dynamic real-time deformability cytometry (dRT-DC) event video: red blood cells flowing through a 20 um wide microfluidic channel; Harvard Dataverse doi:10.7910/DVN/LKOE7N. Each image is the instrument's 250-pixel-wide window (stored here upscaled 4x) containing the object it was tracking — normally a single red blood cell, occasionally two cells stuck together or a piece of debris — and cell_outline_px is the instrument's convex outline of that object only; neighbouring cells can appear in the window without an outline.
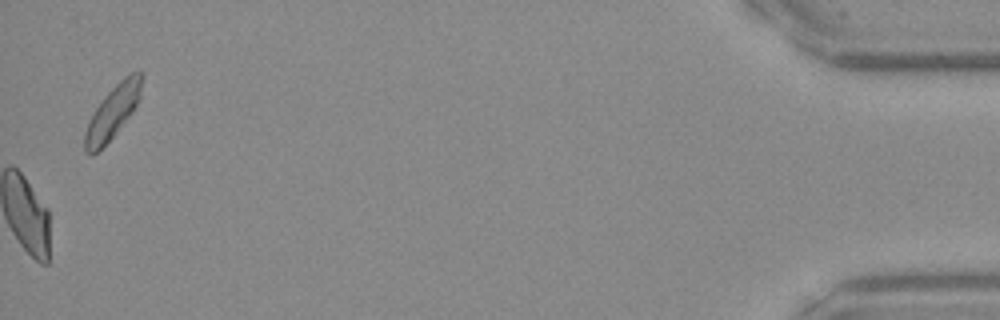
{"species": "Egyptian fruit bat (a non-hibernating species)", "species_latin": "Rousettus aegyptiacus", "temperature_condition": "warm", "stored_images_in_passage": 36, "camera_frame_rate_fps": 3000, "um_per_image_px": 0.085, "frame": {"image": 1, "passage_image": 36, "time_ms": 11.667, "image_size_px": [1000, 320], "cell_outline_px": [[144, 72], [140, 96], [132, 112], [112, 136], [92, 156], [84, 152], [84, 132], [88, 120], [104, 96], [128, 72], [140, 68]], "centroid_in_image_um": [9.59, 9.44], "position_along_channel_um": 425.6, "area_um2": 17.57}}